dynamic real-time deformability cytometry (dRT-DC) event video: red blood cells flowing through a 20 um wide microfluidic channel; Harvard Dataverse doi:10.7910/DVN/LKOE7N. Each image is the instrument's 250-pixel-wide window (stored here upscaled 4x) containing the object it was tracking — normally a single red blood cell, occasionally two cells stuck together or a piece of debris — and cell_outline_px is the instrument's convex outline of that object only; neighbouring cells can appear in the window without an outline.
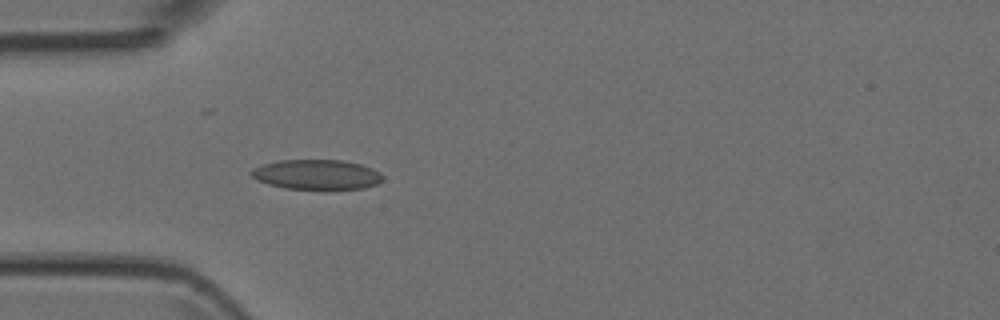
{"species": "Egyptian fruit bat (a non-hibernating species)", "species_latin": "Rousettus aegyptiacus", "temperature_condition": "room temperature", "stored_images_in_passage": 4, "camera_frame_rate_fps": 3000, "um_per_image_px": 0.085, "animal": {"sex": "female"}, "frame": {"image": 1, "passage_image": 4, "time_ms": 3.333, "image_size_px": [1000, 320], "cell_outline_px": [[380, 180], [376, 184], [364, 188], [284, 188], [268, 184], [256, 180], [248, 172], [252, 168], [264, 164], [280, 160], [344, 160], [360, 164], [372, 168], [380, 172]], "centroid_in_image_um": [26.86, 14.82], "position_along_channel_um": 58.1, "area_um2": 22.54}}